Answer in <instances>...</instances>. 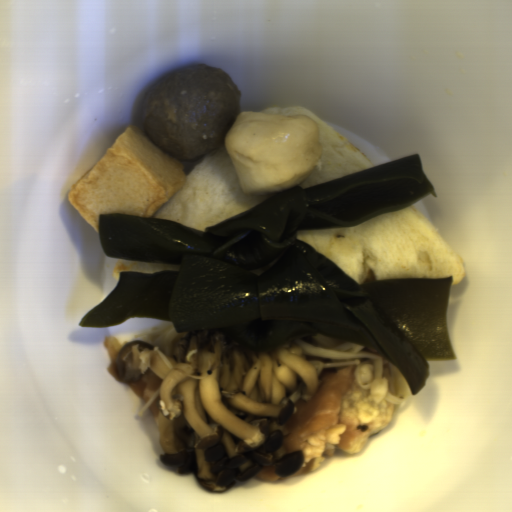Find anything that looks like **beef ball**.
I'll return each mask as SVG.
<instances>
[{
  "label": "beef ball",
  "mask_w": 512,
  "mask_h": 512,
  "mask_svg": "<svg viewBox=\"0 0 512 512\" xmlns=\"http://www.w3.org/2000/svg\"><path fill=\"white\" fill-rule=\"evenodd\" d=\"M241 103L225 69L200 63L173 69L148 88L141 129L173 160H198L224 143Z\"/></svg>",
  "instance_id": "c3f7d807"
}]
</instances>
